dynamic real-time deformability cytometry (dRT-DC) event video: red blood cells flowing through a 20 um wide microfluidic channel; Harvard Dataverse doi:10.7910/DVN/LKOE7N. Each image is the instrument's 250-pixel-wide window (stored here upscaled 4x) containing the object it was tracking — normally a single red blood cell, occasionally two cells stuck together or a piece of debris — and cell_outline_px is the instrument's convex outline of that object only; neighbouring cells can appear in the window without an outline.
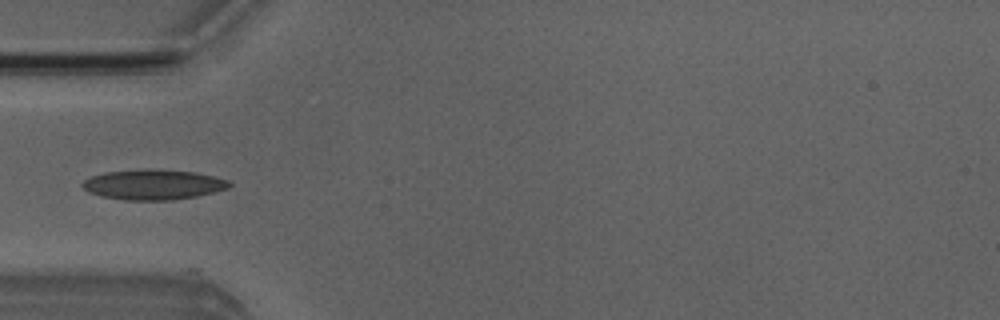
{"species": "Egyptian fruit bat (a non-hibernating species)", "species_latin": "Rousettus aegyptiacus", "temperature_condition": "room temperature", "stored_images_in_passage": 4, "camera_frame_rate_fps": 3000, "um_per_image_px": 0.085, "animal": {"sex": "male"}, "frame": {"image": 1, "passage_image": 4, "time_ms": 3.667, "image_size_px": [1000, 320], "cell_outline_px": [[232, 184], [228, 188], [216, 192], [196, 196], [172, 200], [124, 200], [100, 196], [88, 192], [80, 184], [84, 180], [92, 176], [104, 172], [144, 168], [196, 172], [228, 180]], "centroid_in_image_um": [13.01, 15.68], "position_along_channel_um": 72.0, "area_um2": 26.01}}